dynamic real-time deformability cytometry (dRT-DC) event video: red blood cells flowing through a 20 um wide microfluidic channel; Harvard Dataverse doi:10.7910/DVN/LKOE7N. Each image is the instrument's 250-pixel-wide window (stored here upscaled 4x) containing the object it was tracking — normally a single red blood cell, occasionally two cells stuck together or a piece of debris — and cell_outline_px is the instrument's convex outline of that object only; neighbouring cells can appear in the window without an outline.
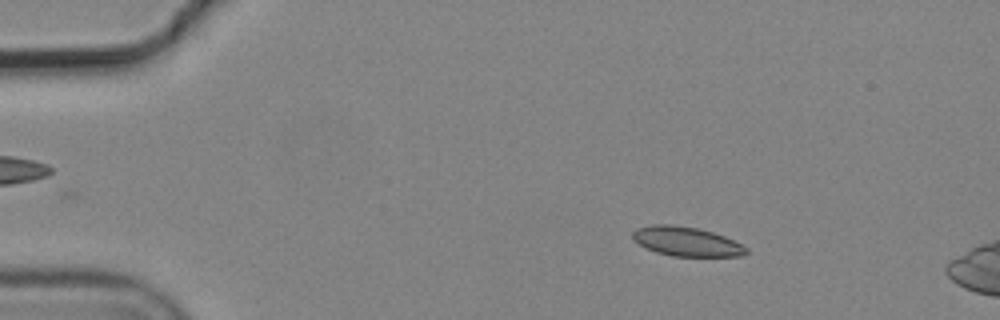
{"species": "common noctule bat (a hibernating species)", "species_latin": "Nyctalus noctula", "temperature_condition": "cold", "stored_images_in_passage": 4, "camera_frame_rate_fps": 3000, "um_per_image_px": 0.085, "animal": {"sex": "male", "body_mass_g": 19.2, "forearm_length_mm": 51.8}, "frame": {"image": 1, "passage_image": 2, "time_ms": 0.333, "image_size_px": [1000, 320], "cell_outline_px": [[748, 252], [744, 256], [672, 256], [656, 252], [644, 248], [632, 240], [632, 232], [636, 228], [652, 224], [672, 224], [696, 228], [712, 232], [724, 236], [748, 248]], "centroid_in_image_um": [58.29, 20.53], "position_along_channel_um": 26.7, "area_um2": 19.54}}